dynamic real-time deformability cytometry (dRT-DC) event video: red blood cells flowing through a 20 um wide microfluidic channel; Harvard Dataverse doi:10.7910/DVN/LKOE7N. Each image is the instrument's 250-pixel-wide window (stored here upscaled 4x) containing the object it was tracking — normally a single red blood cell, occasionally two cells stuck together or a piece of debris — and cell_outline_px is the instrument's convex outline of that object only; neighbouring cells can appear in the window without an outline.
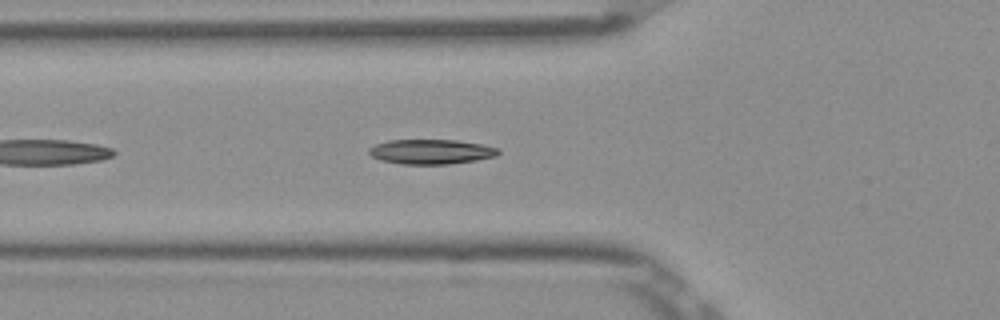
{"species": "Egyptian fruit bat (a non-hibernating species)", "species_latin": "Rousettus aegyptiacus", "temperature_condition": "room temperature", "stored_images_in_passage": 30, "camera_frame_rate_fps": 3000, "um_per_image_px": 0.085, "frame": {"image": 1, "passage_image": 5, "time_ms": 1.333, "image_size_px": [1000, 320], "cell_outline_px": [[500, 152], [496, 156], [476, 160], [448, 164], [400, 164], [380, 160], [372, 156], [368, 152], [368, 148], [376, 144], [388, 140], [456, 140], [484, 144], [500, 148]], "centroid_in_image_um": [36.66, 12.89], "position_along_channel_um": 89.1, "area_um2": 18.79}}
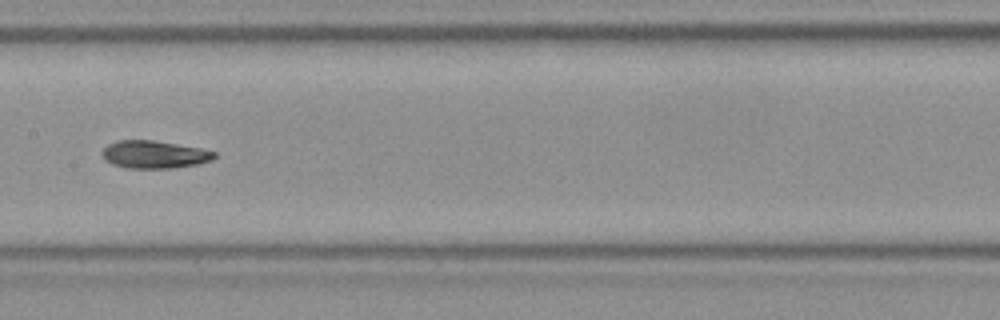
{"frame": {"image": 2, "passage_image": 13, "time_ms": 4.0, "image_size_px": [1000, 320], "cell_outline_px": [[216, 156], [212, 160], [196, 164], [172, 168], [124, 168], [112, 164], [104, 160], [104, 148], [108, 144], [116, 140], [152, 140], [200, 148], [216, 152]], "centroid_in_image_um": [13.1, 13.13], "position_along_channel_um": 194.3, "area_um2": 17.98}}
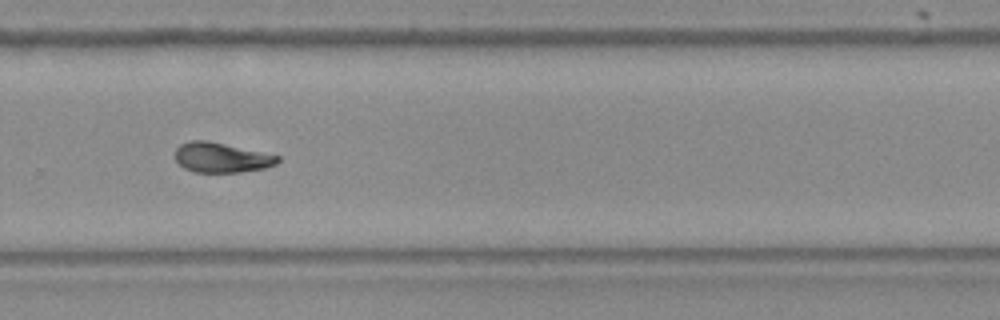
{"frame": {"image": 3, "passage_image": 22, "time_ms": 7.0, "image_size_px": [1000, 320], "cell_outline_px": [[280, 160], [276, 164], [264, 168], [240, 172], [192, 172], [184, 168], [176, 160], [176, 148], [180, 144], [188, 140], [208, 140], [280, 156]], "centroid_in_image_um": [18.8, 13.39], "position_along_channel_um": 311.0, "area_um2": 17.86}, "authors_computed_cell_mechanics": {"area_um2": 18.2648, "velocity_mm_per_s": 3.911, "shape_relaxation_time_tau1_ms": 7.9213, "shape_relaxation_time_tau2_ms": 3.8489, "deformation_change_tau1": 0.2384, "deformation_change_tau2": 0.1054}}